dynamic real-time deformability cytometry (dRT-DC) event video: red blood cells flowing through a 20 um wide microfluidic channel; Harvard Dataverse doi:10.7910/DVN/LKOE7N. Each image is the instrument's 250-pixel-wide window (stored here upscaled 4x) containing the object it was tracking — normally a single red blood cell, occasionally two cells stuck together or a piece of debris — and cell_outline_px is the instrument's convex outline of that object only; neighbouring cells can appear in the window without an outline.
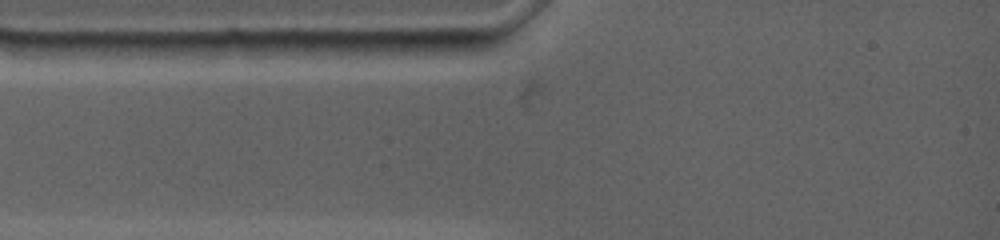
{"species": "common noctule bat (a hibernating species)", "species_latin": "Nyctalus noctula", "temperature_condition": "warm", "stored_images_in_passage": 2, "camera_frame_rate_fps": 4500, "um_per_image_px": 0.085, "animal": {"sex": "female", "body_mass_g": 19.0, "forearm_length_mm": 53.3}, "frame": {"image": 1, "passage_image": 2, "time_ms": 0.222, "image_size_px": [1000, 240], "cell_outline_px": [[496, 44], [488, 48], [436, 56], [364, 52], [348, 40], [488, 40]], "centroid_in_image_um": [35.81, 3.96], "position_along_channel_um": 49.2, "area_um2": 12.72}}